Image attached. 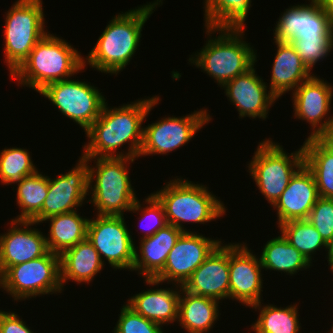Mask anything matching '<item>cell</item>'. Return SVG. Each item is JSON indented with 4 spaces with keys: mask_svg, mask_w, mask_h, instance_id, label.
I'll list each match as a JSON object with an SVG mask.
<instances>
[{
    "mask_svg": "<svg viewBox=\"0 0 333 333\" xmlns=\"http://www.w3.org/2000/svg\"><path fill=\"white\" fill-rule=\"evenodd\" d=\"M159 100V95L152 96L113 108L105 102L99 118L85 131L89 142L85 143L81 157L139 158L143 141L142 125ZM126 143H130L127 152H116Z\"/></svg>",
    "mask_w": 333,
    "mask_h": 333,
    "instance_id": "cell-1",
    "label": "cell"
},
{
    "mask_svg": "<svg viewBox=\"0 0 333 333\" xmlns=\"http://www.w3.org/2000/svg\"><path fill=\"white\" fill-rule=\"evenodd\" d=\"M162 1L154 0L112 17L94 48L84 58V68L89 64L90 68L105 74L122 72L139 47L144 24Z\"/></svg>",
    "mask_w": 333,
    "mask_h": 333,
    "instance_id": "cell-2",
    "label": "cell"
},
{
    "mask_svg": "<svg viewBox=\"0 0 333 333\" xmlns=\"http://www.w3.org/2000/svg\"><path fill=\"white\" fill-rule=\"evenodd\" d=\"M56 34H45L10 75L19 84L40 92L47 85L70 79L84 70V57Z\"/></svg>",
    "mask_w": 333,
    "mask_h": 333,
    "instance_id": "cell-3",
    "label": "cell"
},
{
    "mask_svg": "<svg viewBox=\"0 0 333 333\" xmlns=\"http://www.w3.org/2000/svg\"><path fill=\"white\" fill-rule=\"evenodd\" d=\"M207 41L200 52L189 57L191 65L202 69L222 88L246 73L257 62V52L244 39V30H216L205 27ZM219 33L212 38L211 34ZM219 31V32H218Z\"/></svg>",
    "mask_w": 333,
    "mask_h": 333,
    "instance_id": "cell-4",
    "label": "cell"
},
{
    "mask_svg": "<svg viewBox=\"0 0 333 333\" xmlns=\"http://www.w3.org/2000/svg\"><path fill=\"white\" fill-rule=\"evenodd\" d=\"M89 168V194L87 203L97 209V215L124 216L138 199L131 185L129 170L133 158H84ZM94 161L96 165H91ZM90 164V165H89Z\"/></svg>",
    "mask_w": 333,
    "mask_h": 333,
    "instance_id": "cell-5",
    "label": "cell"
},
{
    "mask_svg": "<svg viewBox=\"0 0 333 333\" xmlns=\"http://www.w3.org/2000/svg\"><path fill=\"white\" fill-rule=\"evenodd\" d=\"M153 194L164 207L167 223L182 232H192L183 227L184 223L205 224L215 221L227 210L225 204L208 187L182 178L170 179L161 190Z\"/></svg>",
    "mask_w": 333,
    "mask_h": 333,
    "instance_id": "cell-6",
    "label": "cell"
},
{
    "mask_svg": "<svg viewBox=\"0 0 333 333\" xmlns=\"http://www.w3.org/2000/svg\"><path fill=\"white\" fill-rule=\"evenodd\" d=\"M283 146L271 138L259 142L248 172L259 192L270 205H274L288 186L293 175L304 165L303 147L290 155Z\"/></svg>",
    "mask_w": 333,
    "mask_h": 333,
    "instance_id": "cell-7",
    "label": "cell"
},
{
    "mask_svg": "<svg viewBox=\"0 0 333 333\" xmlns=\"http://www.w3.org/2000/svg\"><path fill=\"white\" fill-rule=\"evenodd\" d=\"M42 0H16L5 15L4 56L10 75L48 33Z\"/></svg>",
    "mask_w": 333,
    "mask_h": 333,
    "instance_id": "cell-8",
    "label": "cell"
},
{
    "mask_svg": "<svg viewBox=\"0 0 333 333\" xmlns=\"http://www.w3.org/2000/svg\"><path fill=\"white\" fill-rule=\"evenodd\" d=\"M0 288L15 301L62 293L60 255L49 251L42 257L9 267L0 276Z\"/></svg>",
    "mask_w": 333,
    "mask_h": 333,
    "instance_id": "cell-9",
    "label": "cell"
},
{
    "mask_svg": "<svg viewBox=\"0 0 333 333\" xmlns=\"http://www.w3.org/2000/svg\"><path fill=\"white\" fill-rule=\"evenodd\" d=\"M62 115L86 131L100 116L106 102L102 92L89 82L72 78L47 85L39 92Z\"/></svg>",
    "mask_w": 333,
    "mask_h": 333,
    "instance_id": "cell-10",
    "label": "cell"
},
{
    "mask_svg": "<svg viewBox=\"0 0 333 333\" xmlns=\"http://www.w3.org/2000/svg\"><path fill=\"white\" fill-rule=\"evenodd\" d=\"M209 110L199 109L186 116H168L143 127V141L139 157L168 155L188 144L203 126L212 120Z\"/></svg>",
    "mask_w": 333,
    "mask_h": 333,
    "instance_id": "cell-11",
    "label": "cell"
},
{
    "mask_svg": "<svg viewBox=\"0 0 333 333\" xmlns=\"http://www.w3.org/2000/svg\"><path fill=\"white\" fill-rule=\"evenodd\" d=\"M130 233L124 216L96 215L87 226V239L115 270L132 271L135 243Z\"/></svg>",
    "mask_w": 333,
    "mask_h": 333,
    "instance_id": "cell-12",
    "label": "cell"
},
{
    "mask_svg": "<svg viewBox=\"0 0 333 333\" xmlns=\"http://www.w3.org/2000/svg\"><path fill=\"white\" fill-rule=\"evenodd\" d=\"M221 242L195 231L183 232L169 252L163 270L154 279H145V283L157 286L167 282L182 287Z\"/></svg>",
    "mask_w": 333,
    "mask_h": 333,
    "instance_id": "cell-13",
    "label": "cell"
},
{
    "mask_svg": "<svg viewBox=\"0 0 333 333\" xmlns=\"http://www.w3.org/2000/svg\"><path fill=\"white\" fill-rule=\"evenodd\" d=\"M48 194L41 211L31 220L44 223V220L59 214L78 210L89 196L88 162L80 157L76 166L65 174L51 179L48 177ZM85 201V202H84Z\"/></svg>",
    "mask_w": 333,
    "mask_h": 333,
    "instance_id": "cell-14",
    "label": "cell"
},
{
    "mask_svg": "<svg viewBox=\"0 0 333 333\" xmlns=\"http://www.w3.org/2000/svg\"><path fill=\"white\" fill-rule=\"evenodd\" d=\"M292 95L294 117L305 120L311 126L312 131L307 138H320L333 127V116H329L333 86L329 82L313 74Z\"/></svg>",
    "mask_w": 333,
    "mask_h": 333,
    "instance_id": "cell-15",
    "label": "cell"
},
{
    "mask_svg": "<svg viewBox=\"0 0 333 333\" xmlns=\"http://www.w3.org/2000/svg\"><path fill=\"white\" fill-rule=\"evenodd\" d=\"M309 4L291 6L279 16L273 30V40L290 42L292 39H333L330 16L316 0Z\"/></svg>",
    "mask_w": 333,
    "mask_h": 333,
    "instance_id": "cell-16",
    "label": "cell"
},
{
    "mask_svg": "<svg viewBox=\"0 0 333 333\" xmlns=\"http://www.w3.org/2000/svg\"><path fill=\"white\" fill-rule=\"evenodd\" d=\"M242 243H229L230 298L251 307L263 301V267L259 256Z\"/></svg>",
    "mask_w": 333,
    "mask_h": 333,
    "instance_id": "cell-17",
    "label": "cell"
},
{
    "mask_svg": "<svg viewBox=\"0 0 333 333\" xmlns=\"http://www.w3.org/2000/svg\"><path fill=\"white\" fill-rule=\"evenodd\" d=\"M10 223V229L0 235V276L11 266L42 257L49 252L46 235L38 228L31 227L38 223L27 220H11Z\"/></svg>",
    "mask_w": 333,
    "mask_h": 333,
    "instance_id": "cell-18",
    "label": "cell"
},
{
    "mask_svg": "<svg viewBox=\"0 0 333 333\" xmlns=\"http://www.w3.org/2000/svg\"><path fill=\"white\" fill-rule=\"evenodd\" d=\"M254 67L228 81L222 89L225 90L227 99L237 108L239 118L265 120L277 98L268 90L267 82L257 75Z\"/></svg>",
    "mask_w": 333,
    "mask_h": 333,
    "instance_id": "cell-19",
    "label": "cell"
},
{
    "mask_svg": "<svg viewBox=\"0 0 333 333\" xmlns=\"http://www.w3.org/2000/svg\"><path fill=\"white\" fill-rule=\"evenodd\" d=\"M182 288L189 293L216 299H230L229 243L222 242L191 274Z\"/></svg>",
    "mask_w": 333,
    "mask_h": 333,
    "instance_id": "cell-20",
    "label": "cell"
},
{
    "mask_svg": "<svg viewBox=\"0 0 333 333\" xmlns=\"http://www.w3.org/2000/svg\"><path fill=\"white\" fill-rule=\"evenodd\" d=\"M319 198L312 172L304 164L291 178L281 197L272 206L277 211V224L307 220Z\"/></svg>",
    "mask_w": 333,
    "mask_h": 333,
    "instance_id": "cell-21",
    "label": "cell"
},
{
    "mask_svg": "<svg viewBox=\"0 0 333 333\" xmlns=\"http://www.w3.org/2000/svg\"><path fill=\"white\" fill-rule=\"evenodd\" d=\"M182 233L168 224L154 235L140 239L139 247L135 245L132 271H137L144 279H154L163 270L169 252Z\"/></svg>",
    "mask_w": 333,
    "mask_h": 333,
    "instance_id": "cell-22",
    "label": "cell"
},
{
    "mask_svg": "<svg viewBox=\"0 0 333 333\" xmlns=\"http://www.w3.org/2000/svg\"><path fill=\"white\" fill-rule=\"evenodd\" d=\"M277 45L272 64L269 90L279 99L288 91L292 92L313 74L304 65L300 56L289 42L274 41Z\"/></svg>",
    "mask_w": 333,
    "mask_h": 333,
    "instance_id": "cell-23",
    "label": "cell"
},
{
    "mask_svg": "<svg viewBox=\"0 0 333 333\" xmlns=\"http://www.w3.org/2000/svg\"><path fill=\"white\" fill-rule=\"evenodd\" d=\"M175 286V289L143 290L129 298L126 304L136 313L162 326L178 322L181 286Z\"/></svg>",
    "mask_w": 333,
    "mask_h": 333,
    "instance_id": "cell-24",
    "label": "cell"
},
{
    "mask_svg": "<svg viewBox=\"0 0 333 333\" xmlns=\"http://www.w3.org/2000/svg\"><path fill=\"white\" fill-rule=\"evenodd\" d=\"M104 264L98 251L86 238L77 245L60 254V279L64 284L69 281L91 283L94 277L103 270Z\"/></svg>",
    "mask_w": 333,
    "mask_h": 333,
    "instance_id": "cell-25",
    "label": "cell"
},
{
    "mask_svg": "<svg viewBox=\"0 0 333 333\" xmlns=\"http://www.w3.org/2000/svg\"><path fill=\"white\" fill-rule=\"evenodd\" d=\"M219 303L216 299L189 293L181 287L179 325L188 333H207L219 319Z\"/></svg>",
    "mask_w": 333,
    "mask_h": 333,
    "instance_id": "cell-26",
    "label": "cell"
},
{
    "mask_svg": "<svg viewBox=\"0 0 333 333\" xmlns=\"http://www.w3.org/2000/svg\"><path fill=\"white\" fill-rule=\"evenodd\" d=\"M45 221H50L49 234L45 236L50 252L60 255L87 238L89 218L81 217L77 210L49 217Z\"/></svg>",
    "mask_w": 333,
    "mask_h": 333,
    "instance_id": "cell-27",
    "label": "cell"
},
{
    "mask_svg": "<svg viewBox=\"0 0 333 333\" xmlns=\"http://www.w3.org/2000/svg\"><path fill=\"white\" fill-rule=\"evenodd\" d=\"M304 164L312 172L319 197L333 199V151L320 138H306Z\"/></svg>",
    "mask_w": 333,
    "mask_h": 333,
    "instance_id": "cell-28",
    "label": "cell"
},
{
    "mask_svg": "<svg viewBox=\"0 0 333 333\" xmlns=\"http://www.w3.org/2000/svg\"><path fill=\"white\" fill-rule=\"evenodd\" d=\"M260 254L263 269L294 275L309 269L312 264L281 234L267 241ZM303 269V270H302Z\"/></svg>",
    "mask_w": 333,
    "mask_h": 333,
    "instance_id": "cell-29",
    "label": "cell"
},
{
    "mask_svg": "<svg viewBox=\"0 0 333 333\" xmlns=\"http://www.w3.org/2000/svg\"><path fill=\"white\" fill-rule=\"evenodd\" d=\"M251 0H204V27L244 30Z\"/></svg>",
    "mask_w": 333,
    "mask_h": 333,
    "instance_id": "cell-30",
    "label": "cell"
},
{
    "mask_svg": "<svg viewBox=\"0 0 333 333\" xmlns=\"http://www.w3.org/2000/svg\"><path fill=\"white\" fill-rule=\"evenodd\" d=\"M257 304L250 308L260 310L257 320L252 323L251 331L255 333H299V310L298 305H288L286 307H277L273 304Z\"/></svg>",
    "mask_w": 333,
    "mask_h": 333,
    "instance_id": "cell-31",
    "label": "cell"
},
{
    "mask_svg": "<svg viewBox=\"0 0 333 333\" xmlns=\"http://www.w3.org/2000/svg\"><path fill=\"white\" fill-rule=\"evenodd\" d=\"M18 183L16 202L21 213L12 220L31 221L42 209L48 194V176L36 171L34 174L23 177Z\"/></svg>",
    "mask_w": 333,
    "mask_h": 333,
    "instance_id": "cell-32",
    "label": "cell"
},
{
    "mask_svg": "<svg viewBox=\"0 0 333 333\" xmlns=\"http://www.w3.org/2000/svg\"><path fill=\"white\" fill-rule=\"evenodd\" d=\"M284 238L294 246L312 264V255L319 249L325 248L323 240L316 228L307 220H292L278 225Z\"/></svg>",
    "mask_w": 333,
    "mask_h": 333,
    "instance_id": "cell-33",
    "label": "cell"
},
{
    "mask_svg": "<svg viewBox=\"0 0 333 333\" xmlns=\"http://www.w3.org/2000/svg\"><path fill=\"white\" fill-rule=\"evenodd\" d=\"M28 149L12 147L0 151V181L11 185L37 171Z\"/></svg>",
    "mask_w": 333,
    "mask_h": 333,
    "instance_id": "cell-34",
    "label": "cell"
},
{
    "mask_svg": "<svg viewBox=\"0 0 333 333\" xmlns=\"http://www.w3.org/2000/svg\"><path fill=\"white\" fill-rule=\"evenodd\" d=\"M144 200L145 201H143V203L145 202L147 206L141 204L140 200L137 199L133 204V207L129 211L131 213L132 212L136 213L137 211L138 212L141 211L142 216H140V221H146L145 223H147L148 225L147 226L144 223V226L146 225L145 227H147V230L145 234H143L141 239L154 235L159 229H162L166 225H168L164 207L162 203L158 200V198L153 193H151Z\"/></svg>",
    "mask_w": 333,
    "mask_h": 333,
    "instance_id": "cell-35",
    "label": "cell"
},
{
    "mask_svg": "<svg viewBox=\"0 0 333 333\" xmlns=\"http://www.w3.org/2000/svg\"><path fill=\"white\" fill-rule=\"evenodd\" d=\"M289 43L309 71L333 51V39H292Z\"/></svg>",
    "mask_w": 333,
    "mask_h": 333,
    "instance_id": "cell-36",
    "label": "cell"
},
{
    "mask_svg": "<svg viewBox=\"0 0 333 333\" xmlns=\"http://www.w3.org/2000/svg\"><path fill=\"white\" fill-rule=\"evenodd\" d=\"M113 333H163V326L136 313L124 303ZM162 327V328H161Z\"/></svg>",
    "mask_w": 333,
    "mask_h": 333,
    "instance_id": "cell-37",
    "label": "cell"
},
{
    "mask_svg": "<svg viewBox=\"0 0 333 333\" xmlns=\"http://www.w3.org/2000/svg\"><path fill=\"white\" fill-rule=\"evenodd\" d=\"M307 221L328 244L333 237V199L319 197L311 209Z\"/></svg>",
    "mask_w": 333,
    "mask_h": 333,
    "instance_id": "cell-38",
    "label": "cell"
},
{
    "mask_svg": "<svg viewBox=\"0 0 333 333\" xmlns=\"http://www.w3.org/2000/svg\"><path fill=\"white\" fill-rule=\"evenodd\" d=\"M0 333H34L14 312L0 310Z\"/></svg>",
    "mask_w": 333,
    "mask_h": 333,
    "instance_id": "cell-39",
    "label": "cell"
},
{
    "mask_svg": "<svg viewBox=\"0 0 333 333\" xmlns=\"http://www.w3.org/2000/svg\"><path fill=\"white\" fill-rule=\"evenodd\" d=\"M320 7L330 16L333 23V0H316Z\"/></svg>",
    "mask_w": 333,
    "mask_h": 333,
    "instance_id": "cell-40",
    "label": "cell"
},
{
    "mask_svg": "<svg viewBox=\"0 0 333 333\" xmlns=\"http://www.w3.org/2000/svg\"><path fill=\"white\" fill-rule=\"evenodd\" d=\"M320 139L333 151V127L324 133Z\"/></svg>",
    "mask_w": 333,
    "mask_h": 333,
    "instance_id": "cell-41",
    "label": "cell"
},
{
    "mask_svg": "<svg viewBox=\"0 0 333 333\" xmlns=\"http://www.w3.org/2000/svg\"><path fill=\"white\" fill-rule=\"evenodd\" d=\"M327 257H333V237L327 244Z\"/></svg>",
    "mask_w": 333,
    "mask_h": 333,
    "instance_id": "cell-42",
    "label": "cell"
},
{
    "mask_svg": "<svg viewBox=\"0 0 333 333\" xmlns=\"http://www.w3.org/2000/svg\"><path fill=\"white\" fill-rule=\"evenodd\" d=\"M328 265L330 266V270L333 273V257H327Z\"/></svg>",
    "mask_w": 333,
    "mask_h": 333,
    "instance_id": "cell-43",
    "label": "cell"
},
{
    "mask_svg": "<svg viewBox=\"0 0 333 333\" xmlns=\"http://www.w3.org/2000/svg\"><path fill=\"white\" fill-rule=\"evenodd\" d=\"M330 333H333V324H332V327L330 329Z\"/></svg>",
    "mask_w": 333,
    "mask_h": 333,
    "instance_id": "cell-44",
    "label": "cell"
}]
</instances>
